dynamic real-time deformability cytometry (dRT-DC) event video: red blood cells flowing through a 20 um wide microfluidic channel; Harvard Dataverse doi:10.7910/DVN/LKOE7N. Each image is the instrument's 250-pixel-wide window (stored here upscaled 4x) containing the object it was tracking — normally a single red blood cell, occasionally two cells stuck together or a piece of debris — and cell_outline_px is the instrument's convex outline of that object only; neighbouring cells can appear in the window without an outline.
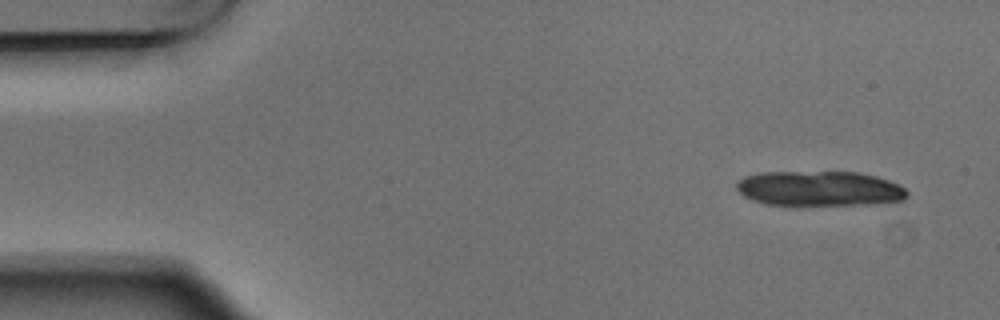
{"species": "Egyptian fruit bat (a non-hibernating species)", "species_latin": "Rousettus aegyptiacus", "temperature_condition": "warm", "stored_images_in_passage": 5, "camera_frame_rate_fps": 3000, "um_per_image_px": 0.085, "animal": {"sex": "male"}, "frame": {"image": 1, "passage_image": 1, "time_ms": 0.0, "image_size_px": [1000, 320], "cell_outline_px": [[908, 196], [904, 200], [872, 204], [764, 204], [752, 200], [744, 196], [736, 188], [736, 180], [744, 176], [760, 172], [856, 172], [876, 176], [888, 180], [904, 188], [908, 192]], "centroid_in_image_um": [69.62, 16.01], "position_along_channel_um": 15.4, "area_um2": 34.62}}
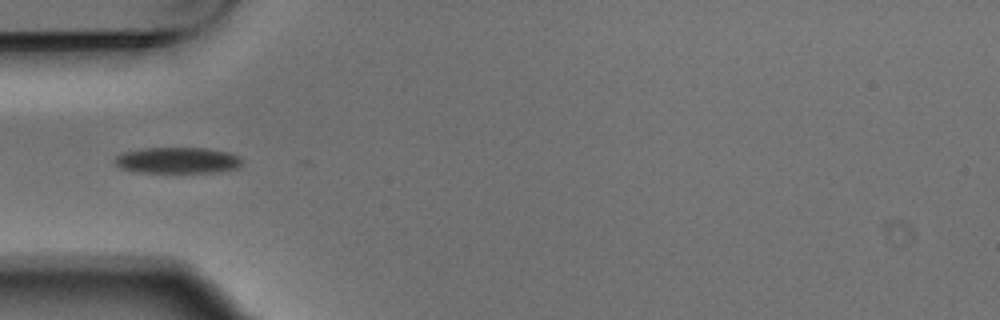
{"frame": {"image": 2, "passage_image": 5, "time_ms": 1.333, "image_size_px": [1000, 320], "cell_outline_px": [[240, 164], [236, 168], [216, 172], [136, 172], [120, 168], [112, 160], [116, 156], [124, 152], [144, 148], [204, 148], [228, 152], [240, 156]], "centroid_in_image_um": [15.04, 13.63], "position_along_channel_um": 70.0, "area_um2": 19.25}}